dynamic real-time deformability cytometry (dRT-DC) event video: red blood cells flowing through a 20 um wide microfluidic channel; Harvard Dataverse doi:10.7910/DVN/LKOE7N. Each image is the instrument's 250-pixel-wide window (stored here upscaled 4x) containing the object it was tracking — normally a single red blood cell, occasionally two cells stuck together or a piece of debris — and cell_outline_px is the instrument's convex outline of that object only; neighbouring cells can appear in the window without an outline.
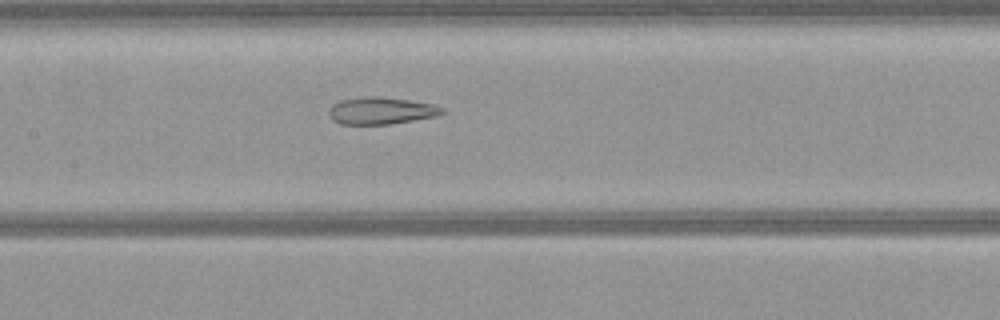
{"species": "common noctule bat (a hibernating species)", "species_latin": "Nyctalus noctula", "temperature_condition": "warm", "stored_images_in_passage": 49, "camera_frame_rate_fps": 3000, "um_per_image_px": 0.085, "animal": {"sex": "female", "body_mass_g": 21.9}, "frame": {"image": 1, "passage_image": 24, "time_ms": 7.667, "image_size_px": [1000, 320], "cell_outline_px": [[444, 112], [436, 116], [388, 124], [340, 124], [332, 120], [328, 112], [328, 108], [332, 104], [340, 100], [368, 96], [380, 96], [408, 100], [432, 104], [444, 108]], "centroid_in_image_um": [32.34, 9.4], "position_along_channel_um": 175.1, "area_um2": 17.8}}
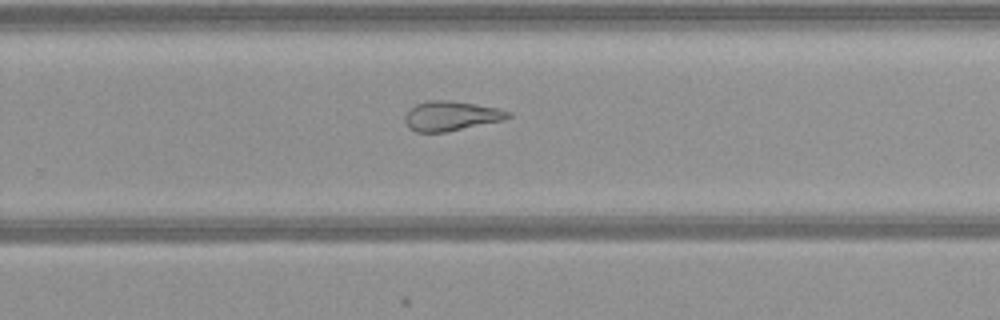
{"frame": {"image": 2, "passage_image": 33, "time_ms": 10.667, "image_size_px": [1000, 320], "cell_outline_px": [[512, 116], [504, 120], [444, 132], [416, 132], [408, 128], [404, 120], [404, 116], [416, 104], [428, 100], [452, 100], [476, 104], [496, 108], [512, 112]], "centroid_in_image_um": [38.34, 9.85], "position_along_channel_um": 291.5, "area_um2": 17.8}}
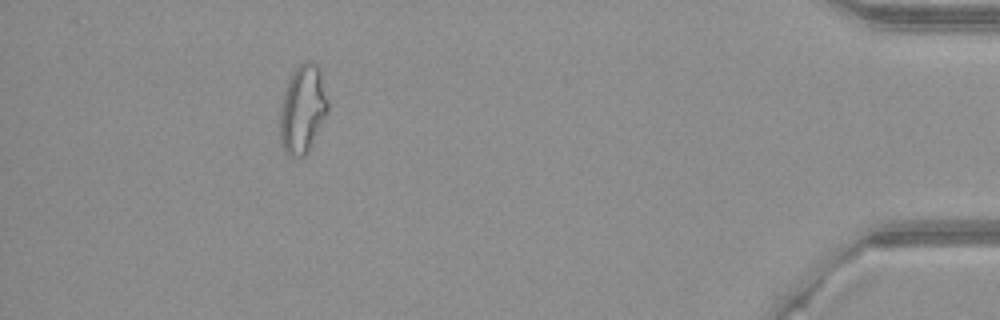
{"frame": {"image": 3, "passage_image": 47, "time_ms": 15.333, "image_size_px": [1000, 320], "cell_outline_px": [[328, 112], [308, 152], [304, 156], [288, 156], [284, 152], [280, 144], [280, 112], [284, 92], [288, 80], [292, 72], [304, 60], [312, 60], [320, 68], [328, 100]], "centroid_in_image_um": [25.73, 9.27], "position_along_channel_um": 409.5, "area_um2": 24.91}}